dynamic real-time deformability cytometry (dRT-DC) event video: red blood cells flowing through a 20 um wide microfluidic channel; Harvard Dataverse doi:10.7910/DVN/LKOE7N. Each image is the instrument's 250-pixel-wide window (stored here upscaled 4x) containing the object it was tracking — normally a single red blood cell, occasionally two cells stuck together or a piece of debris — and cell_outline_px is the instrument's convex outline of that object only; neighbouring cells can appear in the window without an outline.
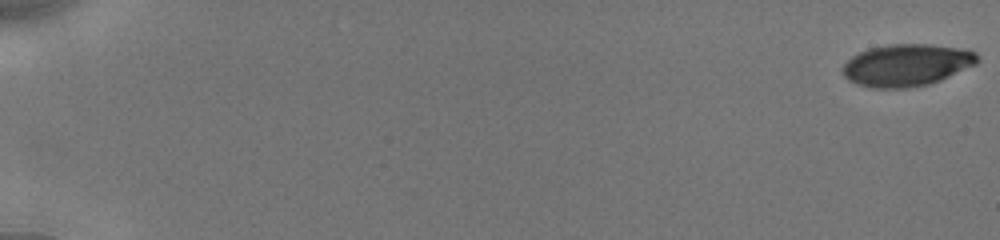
{"species": "human", "species_latin": "Homo sapiens", "temperature_condition": "cold", "stored_images_in_passage": 28, "camera_frame_rate_fps": 3000, "um_per_image_px": 0.085, "donor": {"sex": "male"}, "frame": {"image": 1, "passage_image": 1, "time_ms": 0.0, "image_size_px": [1000, 240], "cell_outline_px": [[980, 60], [976, 64], [940, 80], [928, 84], [904, 88], [872, 88], [856, 84], [848, 80], [844, 76], [840, 68], [852, 56], [868, 48], [888, 44], [932, 44], [956, 48], [976, 52]], "centroid_in_image_um": [77.03, 5.53], "position_along_channel_um": 8.0, "area_um2": 33.06}}
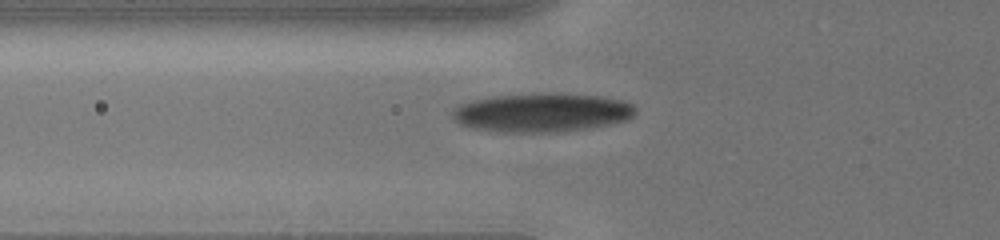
{"frame": {"image": 2, "passage_image": 21, "time_ms": 7.0, "image_size_px": [1000, 240], "cell_outline_px": [[636, 112], [628, 120], [612, 124], [592, 128], [556, 132], [496, 132], [472, 128], [460, 124], [452, 120], [452, 108], [460, 104], [472, 100], [492, 96], [544, 92], [560, 92], [600, 96], [624, 100], [632, 104], [636, 108]], "centroid_in_image_um": [46.06, 9.56], "position_along_channel_um": 79.7, "area_um2": 42.37}}
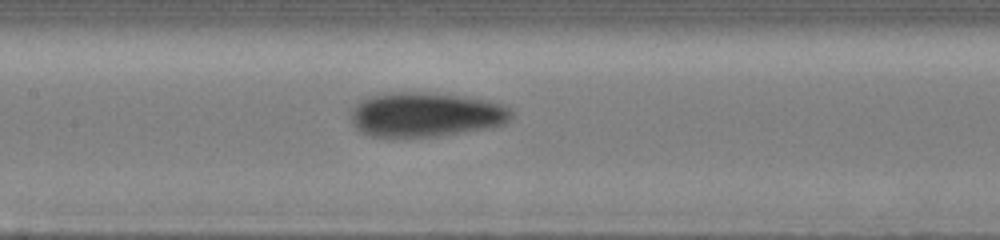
{"frame": {"image": 3, "passage_image": 28, "time_ms": 9.333, "image_size_px": [1000, 240], "cell_outline_px": [[512, 116], [504, 124], [492, 128], [436, 136], [368, 136], [360, 132], [352, 124], [352, 108], [360, 100], [368, 96], [388, 92], [428, 92], [464, 96], [488, 100], [504, 104], [512, 108]], "centroid_in_image_um": [36.21, 9.72], "position_along_channel_um": 171.2, "area_um2": 42.02}}